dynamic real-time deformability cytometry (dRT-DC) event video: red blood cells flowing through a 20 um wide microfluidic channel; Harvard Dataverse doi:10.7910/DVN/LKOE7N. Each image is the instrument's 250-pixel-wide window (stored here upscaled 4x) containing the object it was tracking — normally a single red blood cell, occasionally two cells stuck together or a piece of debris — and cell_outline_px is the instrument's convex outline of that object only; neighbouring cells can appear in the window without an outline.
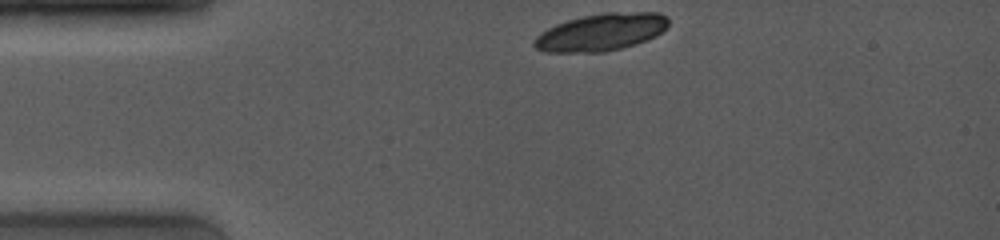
{"species": "common noctule bat (a hibernating species)", "species_latin": "Nyctalus noctula", "temperature_condition": "room temperature", "stored_images_in_passage": 8, "camera_frame_rate_fps": 4000, "um_per_image_px": 0.085, "animal": {"sex": "female", "body_mass_g": 19.0, "forearm_length_mm": 53.3}, "frame": {"image": 1, "passage_image": 1, "time_ms": 0.0, "image_size_px": [1000, 240], "cell_outline_px": [[668, 24], [656, 36], [636, 44], [604, 52], [544, 52], [536, 48], [532, 44], [536, 36], [540, 32], [556, 24], [568, 20], [584, 16], [604, 12], [660, 12], [668, 16]], "centroid_in_image_um": [51.09, 2.73], "position_along_channel_um": 33.9, "area_um2": 29.19}}